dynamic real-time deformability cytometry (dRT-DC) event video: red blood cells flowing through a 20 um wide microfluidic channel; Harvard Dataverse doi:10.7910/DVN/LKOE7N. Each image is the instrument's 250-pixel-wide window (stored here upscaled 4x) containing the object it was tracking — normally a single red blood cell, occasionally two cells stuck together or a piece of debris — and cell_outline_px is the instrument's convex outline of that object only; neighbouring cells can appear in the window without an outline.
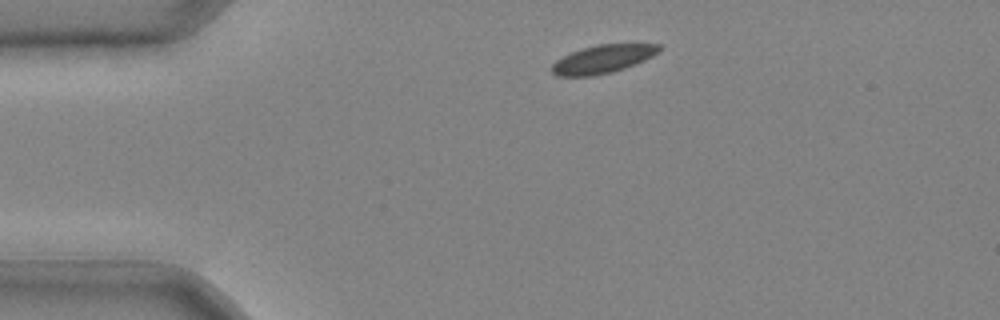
{"species": "common noctule bat (a hibernating species)", "species_latin": "Nyctalus noctula", "temperature_condition": "cold", "stored_images_in_passage": 30, "camera_frame_rate_fps": 3000, "um_per_image_px": 0.085, "animal": {"sex": "male", "body_mass_g": 20.4}, "frame": {"image": 1, "passage_image": 1, "time_ms": 0.0, "image_size_px": [1000, 320], "cell_outline_px": [[660, 52], [644, 60], [624, 68], [612, 72], [592, 76], [556, 76], [552, 72], [552, 64], [556, 60], [572, 52], [596, 44], [660, 44]], "centroid_in_image_um": [51.23, 5.02], "position_along_channel_um": 33.8, "area_um2": 17.46}}
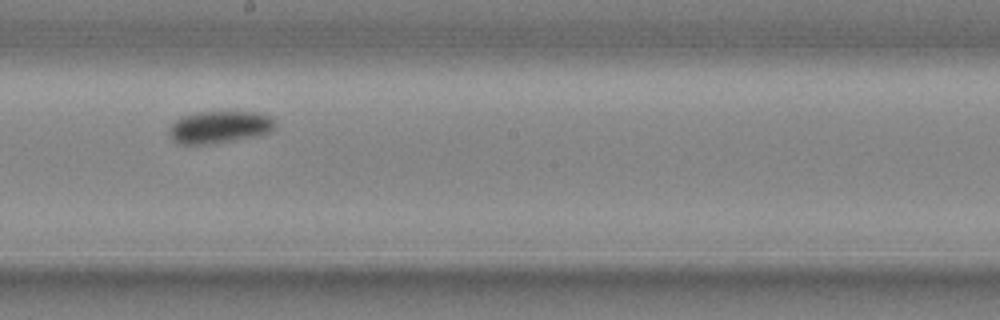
{"frame": {"image": 2, "passage_image": 17, "time_ms": 5.333, "image_size_px": [1000, 320], "cell_outline_px": [[276, 124], [268, 132], [252, 136], [232, 140], [204, 144], [176, 144], [172, 140], [168, 132], [172, 124], [180, 116], [196, 112], [256, 112], [272, 116], [276, 120]], "centroid_in_image_um": [18.61, 10.78], "position_along_channel_um": 229.6, "area_um2": 19.77}}
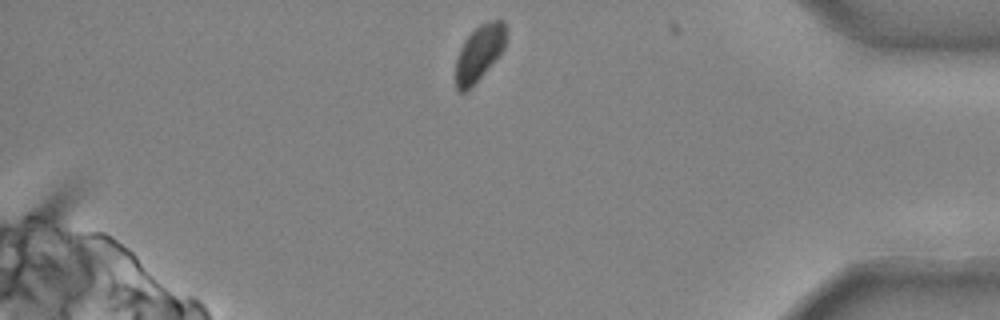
{"frame": {"image": 3, "passage_image": 30, "time_ms": 9.667, "image_size_px": [1000, 320], "cell_outline_px": [[504, 48], [500, 56], [464, 92], [460, 92], [456, 88], [456, 60], [460, 48], [464, 40], [480, 24], [492, 20], [504, 20]], "centroid_in_image_um": [40.72, 4.48], "position_along_channel_um": 394.5, "area_um2": 15.84}}